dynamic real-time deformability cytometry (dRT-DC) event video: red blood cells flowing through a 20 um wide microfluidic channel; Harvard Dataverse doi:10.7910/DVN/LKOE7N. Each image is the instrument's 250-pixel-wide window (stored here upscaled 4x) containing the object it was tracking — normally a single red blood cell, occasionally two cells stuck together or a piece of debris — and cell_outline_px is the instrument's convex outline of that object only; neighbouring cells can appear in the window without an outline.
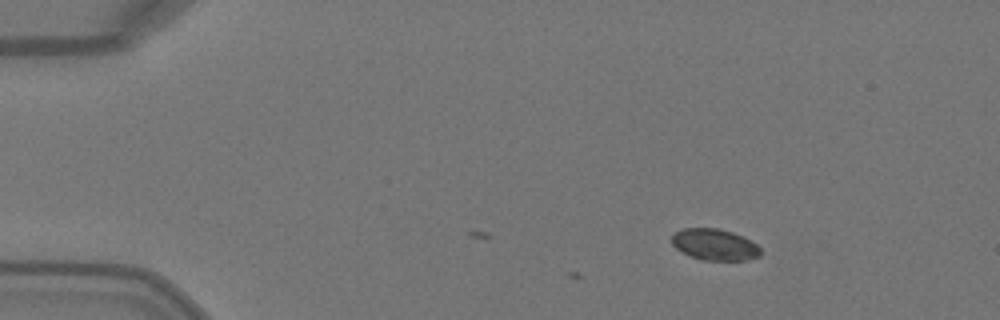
{"species": "Egyptian fruit bat (a non-hibernating species)", "species_latin": "Rousettus aegyptiacus", "temperature_condition": "warm", "stored_images_in_passage": 2, "camera_frame_rate_fps": 3000, "um_per_image_px": 0.085, "animal": {"sex": "female"}, "frame": {"image": 1, "passage_image": 2, "time_ms": 0.333, "image_size_px": [1000, 320], "cell_outline_px": [[760, 256], [744, 260], [700, 260], [676, 248], [672, 244], [672, 236], [676, 232], [684, 228], [720, 228], [744, 236], [752, 240], [760, 248]], "centroid_in_image_um": [60.77, 20.78], "position_along_channel_um": 24.2, "area_um2": 16.18}}